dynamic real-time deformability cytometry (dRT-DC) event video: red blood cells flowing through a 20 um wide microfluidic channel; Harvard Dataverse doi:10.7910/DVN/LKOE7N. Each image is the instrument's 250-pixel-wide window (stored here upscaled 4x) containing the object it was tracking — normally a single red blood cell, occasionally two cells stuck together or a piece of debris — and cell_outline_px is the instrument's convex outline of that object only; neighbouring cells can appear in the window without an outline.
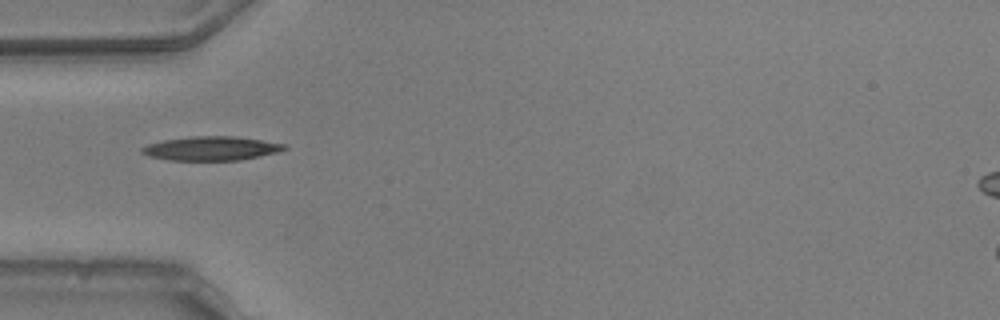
{"species": "common noctule bat (a hibernating species)", "species_latin": "Nyctalus noctula", "temperature_condition": "warm", "stored_images_in_passage": 30, "camera_frame_rate_fps": 3000, "um_per_image_px": 0.085, "animal": {"sex": "male", "body_mass_g": 20.5, "forearm_length_mm": 52.5}, "frame": {"image": 1, "passage_image": 1, "time_ms": 0.0, "image_size_px": [1000, 320], "cell_outline_px": [[288, 148], [280, 152], [240, 160], [168, 160], [148, 156], [140, 152], [140, 148], [148, 144], [164, 140], [188, 136], [232, 136], [288, 144]], "centroid_in_image_um": [17.96, 12.61], "position_along_channel_um": 67.0, "area_um2": 20.06}}
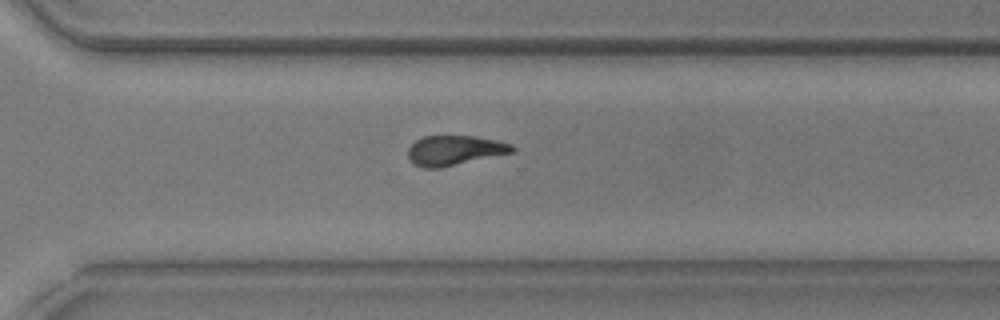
{"frame": {"image": 2, "passage_image": 22, "time_ms": 7.0, "image_size_px": [1000, 320], "cell_outline_px": [[516, 148], [512, 152], [440, 168], [424, 168], [412, 164], [408, 160], [408, 148], [416, 140], [424, 136], [472, 136], [496, 140], [512, 144]], "centroid_in_image_um": [38.59, 12.79], "position_along_channel_um": 332.0, "area_um2": 18.03}}
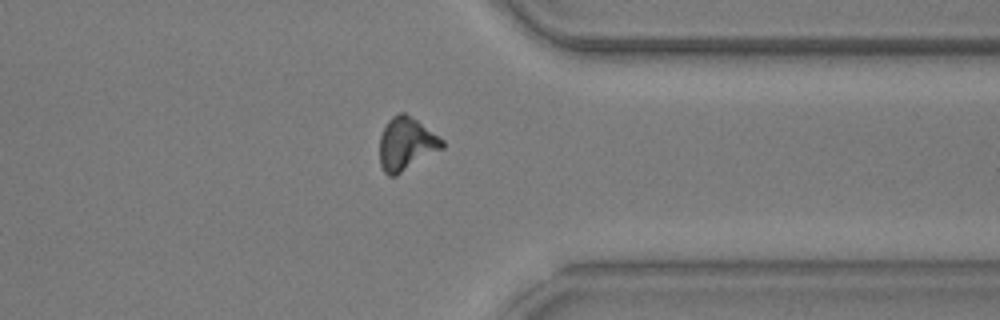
{"frame": {"image": 3, "passage_image": 26, "time_ms": 8.333, "image_size_px": [1000, 320], "cell_outline_px": [[444, 148], [396, 176], [388, 176], [384, 172], [380, 164], [380, 136], [388, 120], [392, 116], [400, 112], [404, 112], [416, 120], [444, 140]], "centroid_in_image_um": [34.53, 12.25], "position_along_channel_um": 376.9, "area_um2": 19.25}, "authors_computed_cell_mechanics": {"area_um2": 18.7272, "velocity_mm_per_s": 3.7773, "shape_relaxation_time_tau1_ms": 5.4247, "shape_relaxation_time_tau2_ms": 4.3988, "deformation_change_tau1": 0.1868, "deformation_change_tau2": 0.1367}}